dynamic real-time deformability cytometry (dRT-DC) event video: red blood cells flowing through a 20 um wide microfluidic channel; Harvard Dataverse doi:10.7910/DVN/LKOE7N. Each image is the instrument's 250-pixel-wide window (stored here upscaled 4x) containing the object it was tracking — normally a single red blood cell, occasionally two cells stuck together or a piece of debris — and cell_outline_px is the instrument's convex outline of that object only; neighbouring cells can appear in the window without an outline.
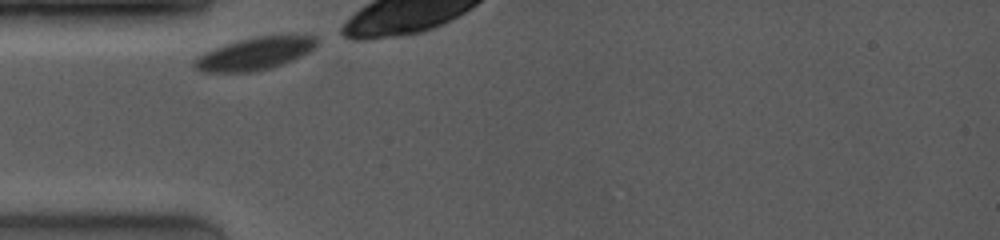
{"species": "common noctule bat (a hibernating species)", "species_latin": "Nyctalus noctula", "temperature_condition": "room temperature", "stored_images_in_passage": 24, "camera_frame_rate_fps": 4000, "um_per_image_px": 0.085, "animal": {"sex": "female", "body_mass_g": 19.0, "forearm_length_mm": 53.3}, "frame": {"image": 1, "passage_image": 1, "time_ms": 0.0, "image_size_px": [1000, 240], "cell_outline_px": [[316, 44], [308, 52], [292, 60], [272, 68], [252, 72], [200, 72], [192, 64], [192, 60], [196, 56], [204, 52], [240, 40], [256, 36], [316, 36]], "centroid_in_image_um": [21.58, 4.59], "position_along_channel_um": 63.4, "area_um2": 22.83}}